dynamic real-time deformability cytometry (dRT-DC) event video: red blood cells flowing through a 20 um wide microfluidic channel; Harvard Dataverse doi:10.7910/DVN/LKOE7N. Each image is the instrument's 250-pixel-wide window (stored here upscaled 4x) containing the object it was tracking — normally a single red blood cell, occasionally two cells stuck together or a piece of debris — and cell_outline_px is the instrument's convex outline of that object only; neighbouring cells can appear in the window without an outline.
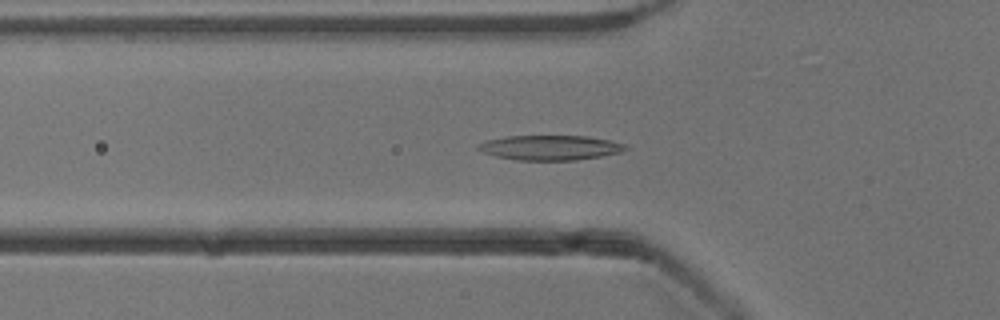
{"species": "common noctule bat (a hibernating species)", "species_latin": "Nyctalus noctula", "temperature_condition": "cold", "stored_images_in_passage": 54, "camera_frame_rate_fps": 3000, "um_per_image_px": 0.085, "animal": {"sex": "male", "body_mass_g": 13.3}, "frame": {"image": 1, "passage_image": 18, "time_ms": 5.667, "image_size_px": [1000, 320], "cell_outline_px": [[628, 148], [620, 152], [600, 156], [576, 160], [516, 160], [496, 156], [484, 152], [476, 148], [476, 144], [484, 140], [508, 136], [588, 136], [608, 140], [624, 144]], "centroid_in_image_um": [46.71, 12.54], "position_along_channel_um": 79.1, "area_um2": 21.21}}
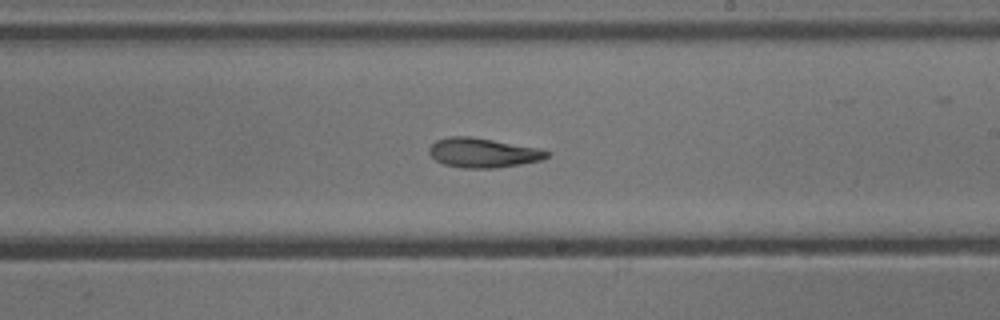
{"frame": {"image": 2, "passage_image": 31, "time_ms": 10.0, "image_size_px": [1000, 320], "cell_outline_px": [[552, 152], [548, 156], [540, 160], [520, 164], [496, 168], [464, 168], [444, 164], [436, 160], [428, 152], [428, 148], [436, 140], [448, 136], [472, 136], [540, 148]], "centroid_in_image_um": [41.05, 12.97], "position_along_channel_um": 247.9, "area_um2": 20.35}}
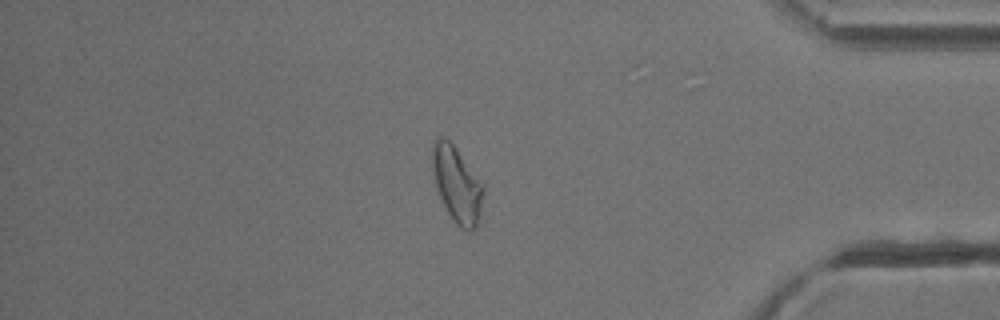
{"frame": {"image": 3, "passage_image": 45, "time_ms": 14.667, "image_size_px": [1000, 320], "cell_outline_px": [[484, 188], [480, 212], [476, 224], [472, 232], [468, 232], [460, 228], [456, 224], [448, 212], [440, 196], [436, 184], [432, 164], [432, 140], [436, 136], [444, 136], [456, 148], [484, 184]], "centroid_in_image_um": [38.84, 15.64], "position_along_channel_um": 396.4, "area_um2": 22.37}, "authors_computed_cell_mechanics": {"area_um2": 21.1837, "velocity_mm_per_s": 3.8776, "shape_relaxation_time_tau1_ms": 8.6057, "shape_relaxation_time_tau2_ms": 3.8559, "deformation_change_tau1": 0.242, "deformation_change_tau2": 0.1271}}